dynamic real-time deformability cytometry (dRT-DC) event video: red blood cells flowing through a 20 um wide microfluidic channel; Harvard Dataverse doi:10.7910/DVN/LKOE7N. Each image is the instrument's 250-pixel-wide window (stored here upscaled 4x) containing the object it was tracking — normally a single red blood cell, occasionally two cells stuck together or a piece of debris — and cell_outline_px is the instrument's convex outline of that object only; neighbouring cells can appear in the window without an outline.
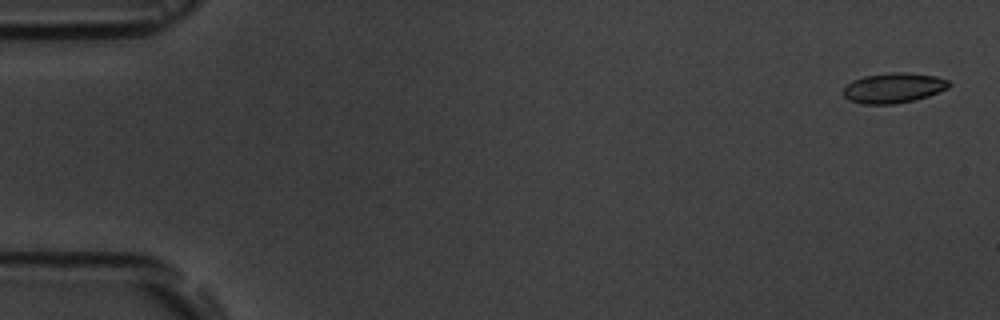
{"species": "common noctule bat (a hibernating species)", "species_latin": "Nyctalus noctula", "temperature_condition": "room temperature", "stored_images_in_passage": 6, "camera_frame_rate_fps": 3000, "um_per_image_px": 0.085, "animal": {"sex": "male", "body_mass_g": 19.5, "forearm_length_mm": 54.6}, "frame": {"image": 1, "passage_image": 1, "time_ms": 0.0, "image_size_px": [1000, 320], "cell_outline_px": [[952, 84], [948, 88], [928, 96], [896, 104], [864, 104], [848, 100], [844, 96], [844, 88], [852, 80], [864, 76], [892, 72], [904, 72], [936, 76], [948, 80]], "centroid_in_image_um": [75.95, 7.47], "position_along_channel_um": 9.0, "area_um2": 18.5}}
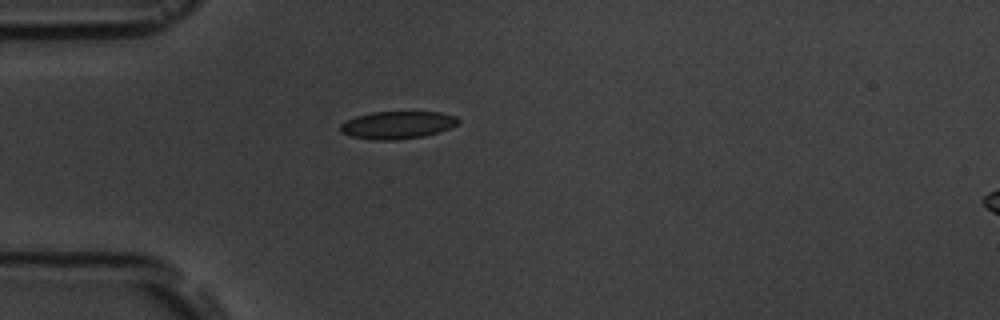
{"frame": {"image": 2, "passage_image": 5, "time_ms": 4.667, "image_size_px": [1000, 320], "cell_outline_px": [[460, 120], [456, 124], [448, 128], [424, 136], [396, 140], [372, 140], [352, 136], [340, 132], [340, 124], [356, 116], [372, 112], [440, 112], [456, 116]], "centroid_in_image_um": [33.75, 10.62], "position_along_channel_um": 51.2, "area_um2": 18.79}}